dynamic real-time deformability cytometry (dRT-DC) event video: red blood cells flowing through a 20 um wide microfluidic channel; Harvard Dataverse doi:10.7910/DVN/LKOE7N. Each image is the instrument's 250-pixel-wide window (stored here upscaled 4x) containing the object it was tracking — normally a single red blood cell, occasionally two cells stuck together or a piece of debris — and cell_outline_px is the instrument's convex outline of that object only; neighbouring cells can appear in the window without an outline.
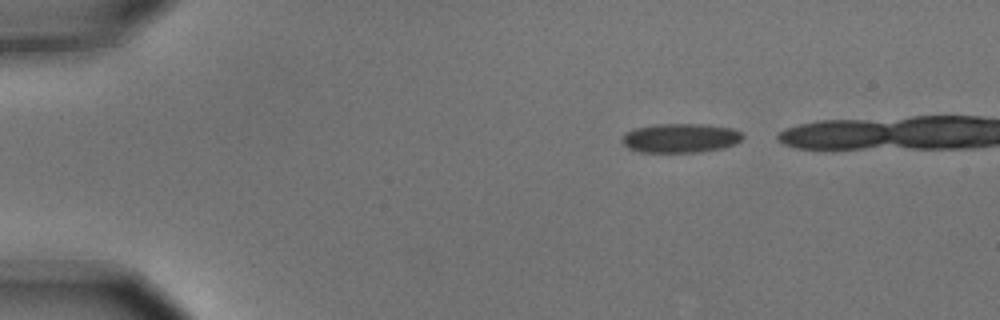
{"species": "common noctule bat (a hibernating species)", "species_latin": "Nyctalus noctula", "temperature_condition": "cold", "stored_images_in_passage": 5, "camera_frame_rate_fps": 3000, "um_per_image_px": 0.085, "animal": {"sex": "male", "body_mass_g": 15.6}, "frame": {"image": 1, "passage_image": 1, "time_ms": 0.0, "image_size_px": [1000, 320], "cell_outline_px": [[744, 136], [736, 144], [724, 148], [700, 152], [640, 152], [628, 148], [620, 140], [628, 132], [636, 128], [656, 124], [704, 124], [732, 128], [740, 132]], "centroid_in_image_um": [57.87, 11.74], "position_along_channel_um": 27.1, "area_um2": 20.52}}
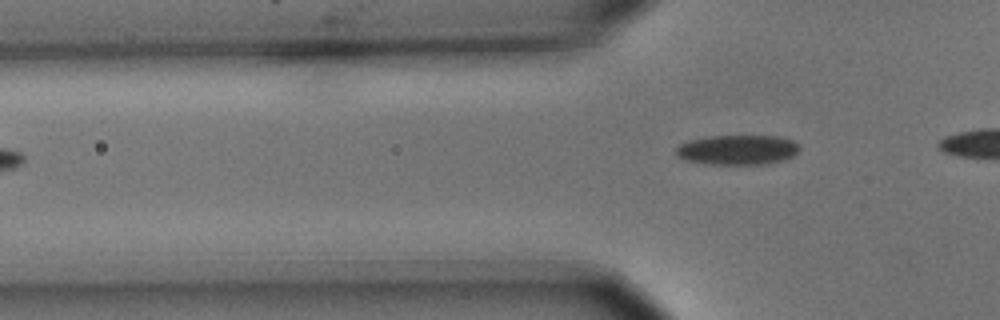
{"frame": {"image": 2, "passage_image": 5, "time_ms": 1.333, "image_size_px": [1000, 320], "cell_outline_px": [[800, 148], [792, 156], [784, 160], [768, 164], [704, 164], [684, 160], [676, 156], [676, 148], [680, 144], [688, 140], [712, 136], [776, 136], [792, 140]], "centroid_in_image_um": [62.65, 12.74], "position_along_channel_um": 63.2, "area_um2": 21.5}}